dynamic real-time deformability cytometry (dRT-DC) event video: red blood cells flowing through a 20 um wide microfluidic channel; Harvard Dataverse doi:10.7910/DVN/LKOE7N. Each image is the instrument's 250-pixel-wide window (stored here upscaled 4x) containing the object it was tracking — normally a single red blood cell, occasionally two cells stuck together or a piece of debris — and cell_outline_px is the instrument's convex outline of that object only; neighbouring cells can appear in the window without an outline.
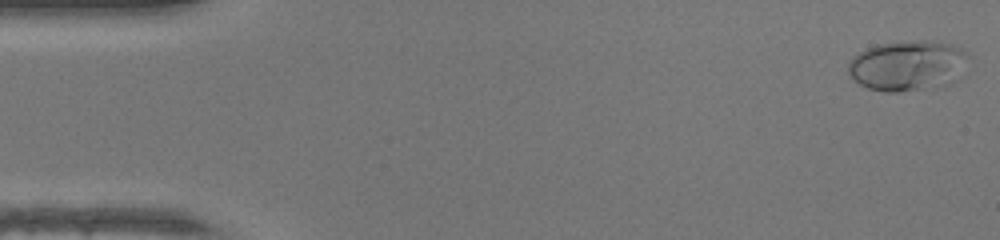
{"species": "human", "species_latin": "Homo sapiens", "temperature_condition": "warm", "stored_images_in_passage": 47, "camera_frame_rate_fps": 3000, "um_per_image_px": 0.085, "donor": {"sex": "female"}, "frame": {"image": 1, "passage_image": 1, "time_ms": 0.0, "image_size_px": [1000, 240], "cell_outline_px": [[968, 56], [956, 80], [948, 84], [900, 92], [884, 92], [868, 88], [860, 84], [848, 76], [848, 60], [852, 56], [876, 44], [920, 40], [932, 40], [952, 44], [968, 52]], "centroid_in_image_um": [77.1, 5.57], "position_along_channel_um": 7.9, "area_um2": 35.32}}
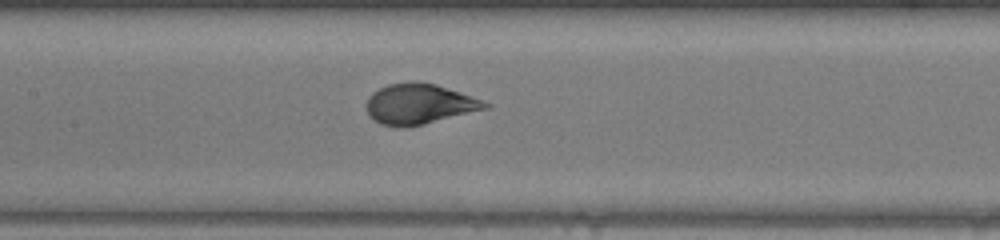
{"frame": {"image": 2, "passage_image": 22, "time_ms": 7.0, "image_size_px": [1000, 240], "cell_outline_px": [[492, 104], [488, 108], [424, 124], [404, 128], [396, 128], [380, 124], [368, 112], [364, 104], [368, 96], [372, 92], [388, 84], [412, 80], [416, 80], [436, 84], [460, 92]], "centroid_in_image_um": [35.6, 8.83], "position_along_channel_um": 171.8, "area_um2": 28.15}}
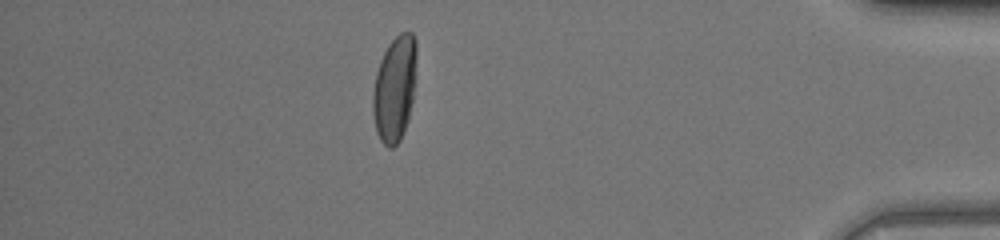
{"frame": {"image": 3, "passage_image": 41, "time_ms": 13.333, "image_size_px": [1000, 240], "cell_outline_px": [[416, 56], [412, 100], [408, 120], [404, 132], [400, 140], [392, 148], [388, 148], [380, 140], [376, 132], [372, 112], [372, 96], [376, 72], [380, 60], [388, 44], [400, 32], [412, 32], [416, 40]], "centroid_in_image_um": [33.52, 7.54], "position_along_channel_um": 401.7, "area_um2": 26.93}, "authors_computed_cell_mechanics": {"area_um2": 27.9752, "velocity_mm_per_s": 4.3778, "shape_relaxation_time_tau1_ms": 3.787, "shape_relaxation_time_tau2_ms": null, "deformation_change_tau1": 0.2318, "deformation_change_tau2": null}}